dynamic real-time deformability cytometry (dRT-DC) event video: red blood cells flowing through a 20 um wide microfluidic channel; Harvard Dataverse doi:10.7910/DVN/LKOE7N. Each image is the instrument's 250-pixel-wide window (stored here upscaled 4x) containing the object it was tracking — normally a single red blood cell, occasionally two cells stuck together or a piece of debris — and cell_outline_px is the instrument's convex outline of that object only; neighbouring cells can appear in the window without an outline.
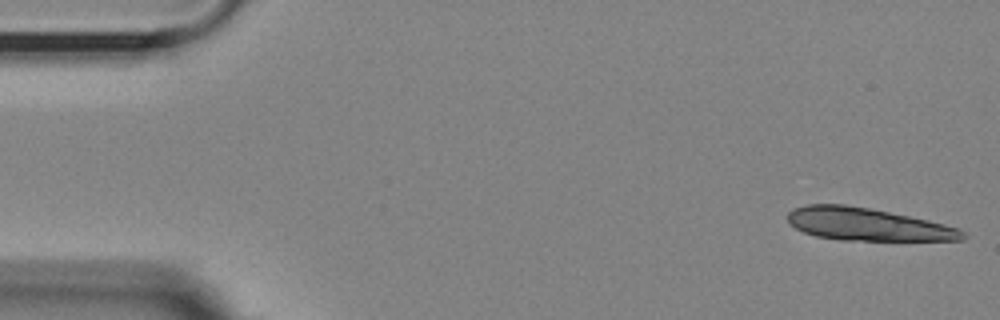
{"species": "Egyptian fruit bat (a non-hibernating species)", "species_latin": "Rousettus aegyptiacus", "temperature_condition": "room temperature", "stored_images_in_passage": 14, "camera_frame_rate_fps": 3000, "um_per_image_px": 0.085, "animal": {"sex": "female"}, "frame": {"image": 1, "passage_image": 1, "time_ms": 0.0, "image_size_px": [1000, 320], "cell_outline_px": [[968, 236], [964, 240], [840, 240], [816, 236], [804, 232], [788, 224], [788, 212], [792, 208], [808, 204], [844, 204], [868, 208], [928, 220], [944, 224], [956, 228], [964, 232]], "centroid_in_image_um": [73.69, 19.07], "position_along_channel_um": 11.3, "area_um2": 33.06}}